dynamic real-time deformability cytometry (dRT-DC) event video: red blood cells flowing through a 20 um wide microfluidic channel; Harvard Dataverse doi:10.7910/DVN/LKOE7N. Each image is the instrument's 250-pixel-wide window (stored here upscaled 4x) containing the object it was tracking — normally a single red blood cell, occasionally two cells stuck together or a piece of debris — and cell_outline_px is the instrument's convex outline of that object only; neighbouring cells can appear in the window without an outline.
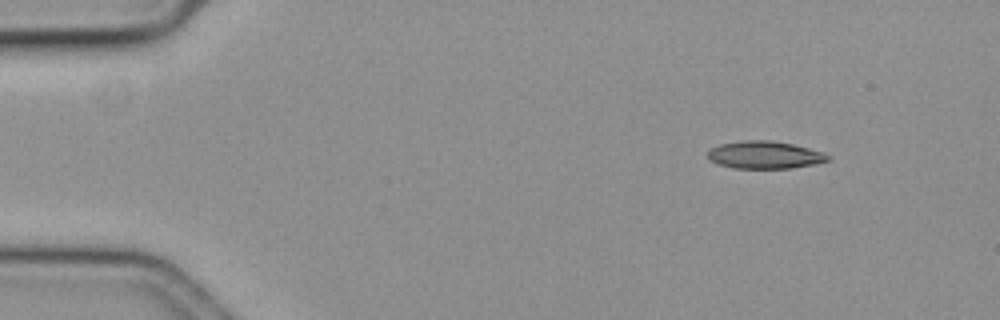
{"species": "common noctule bat (a hibernating species)", "species_latin": "Nyctalus noctula", "temperature_condition": "cold", "stored_images_in_passage": 52, "camera_frame_rate_fps": 3000, "um_per_image_px": 0.085, "animal": {"sex": "female", "body_mass_g": 19.3, "forearm_length_mm": 54.1}, "frame": {"image": 1, "passage_image": 1, "time_ms": 0.0, "image_size_px": [1000, 320], "cell_outline_px": [[832, 160], [816, 164], [792, 168], [736, 168], [720, 164], [712, 160], [708, 156], [708, 152], [712, 148], [720, 144], [740, 140], [772, 140], [792, 144], [824, 152], [832, 156]], "centroid_in_image_um": [65.09, 13.16], "position_along_channel_um": 19.9, "area_um2": 19.31}}
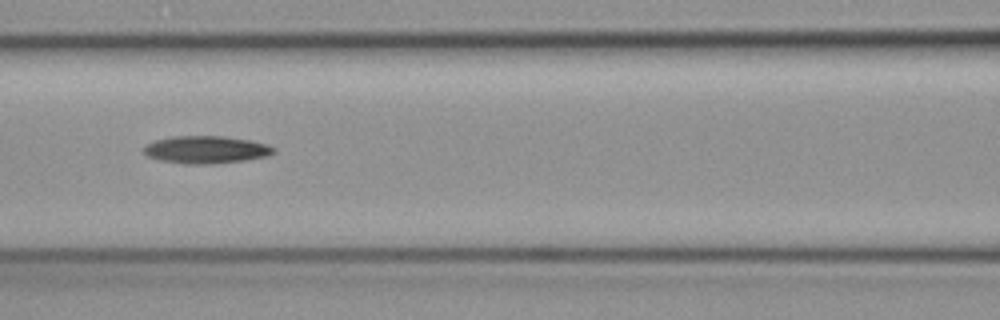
{"frame": {"image": 2, "passage_image": 20, "time_ms": 6.333, "image_size_px": [1000, 320], "cell_outline_px": [[276, 152], [268, 156], [244, 160], [212, 164], [184, 164], [160, 160], [148, 156], [144, 152], [144, 148], [148, 144], [156, 140], [172, 136], [224, 136], [248, 140], [264, 144], [276, 148]], "centroid_in_image_um": [17.53, 12.73], "position_along_channel_um": 149.1, "area_um2": 20.69}}
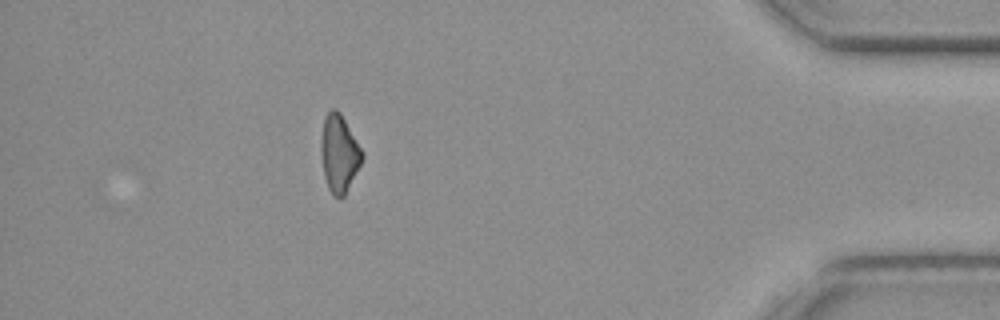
{"frame": {"image": 3, "passage_image": 46, "time_ms": 15.0, "image_size_px": [1000, 320], "cell_outline_px": [[364, 156], [344, 196], [340, 200], [332, 196], [328, 188], [324, 176], [320, 152], [320, 140], [324, 116], [332, 108], [336, 108], [340, 112], [364, 152]], "centroid_in_image_um": [28.81, 13.04], "position_along_channel_um": 406.4, "area_um2": 18.79}, "authors_computed_cell_mechanics": {"area_um2": 19.7098, "velocity_mm_per_s": 3.5718, "shape_relaxation_time_tau1_ms": 4.0626, "shape_relaxation_time_tau2_ms": null, "deformation_change_tau1": 0.1147, "deformation_change_tau2": null}}